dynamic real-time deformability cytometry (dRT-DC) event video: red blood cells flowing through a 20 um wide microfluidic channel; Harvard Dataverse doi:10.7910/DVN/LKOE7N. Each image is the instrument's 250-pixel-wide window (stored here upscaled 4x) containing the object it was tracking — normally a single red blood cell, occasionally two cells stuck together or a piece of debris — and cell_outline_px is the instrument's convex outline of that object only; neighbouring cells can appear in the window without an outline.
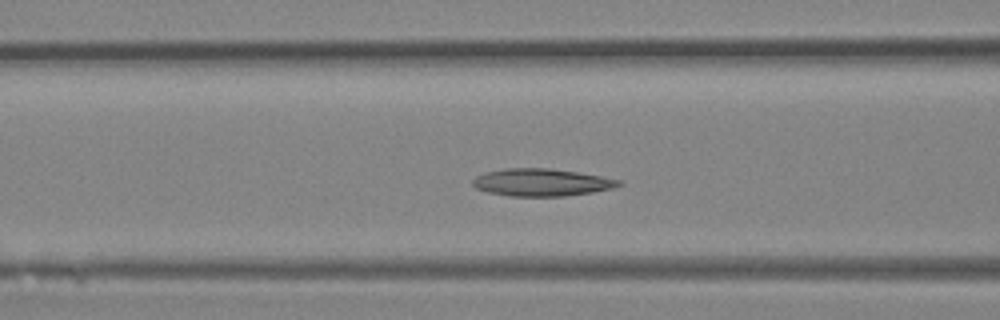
{"species": "Egyptian fruit bat (a non-hibernating species)", "species_latin": "Rousettus aegyptiacus", "temperature_condition": "room temperature", "stored_images_in_passage": 36, "camera_frame_rate_fps": 3000, "um_per_image_px": 0.085, "animal": {"sex": "female"}, "frame": {"image": 1, "passage_image": 13, "time_ms": 4.0, "image_size_px": [1000, 320], "cell_outline_px": [[624, 184], [612, 188], [592, 192], [564, 196], [508, 196], [488, 192], [476, 188], [472, 184], [472, 180], [476, 176], [484, 172], [504, 168], [548, 168], [580, 172], [620, 180]], "centroid_in_image_um": [46.01, 15.49], "position_along_channel_um": 120.6, "area_um2": 23.41}}
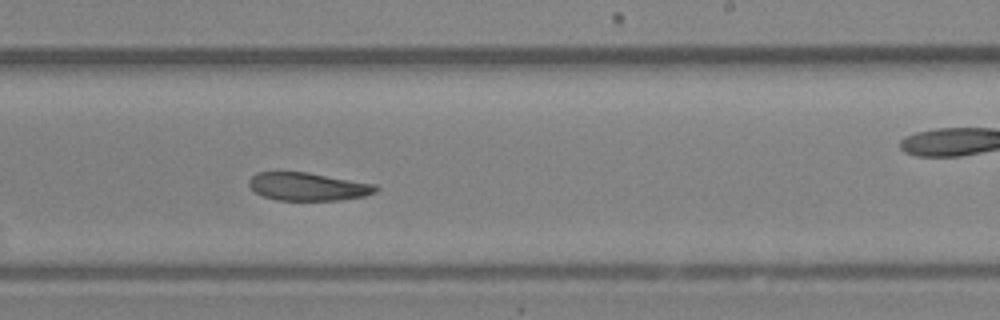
{"frame": {"image": 2, "passage_image": 21, "time_ms": 6.667, "image_size_px": [1000, 320], "cell_outline_px": [[380, 188], [376, 192], [364, 196], [340, 200], [276, 200], [264, 196], [256, 192], [248, 184], [248, 180], [256, 172], [308, 172], [376, 184]], "centroid_in_image_um": [26.2, 15.85], "position_along_channel_um": 262.8, "area_um2": 20.75}}
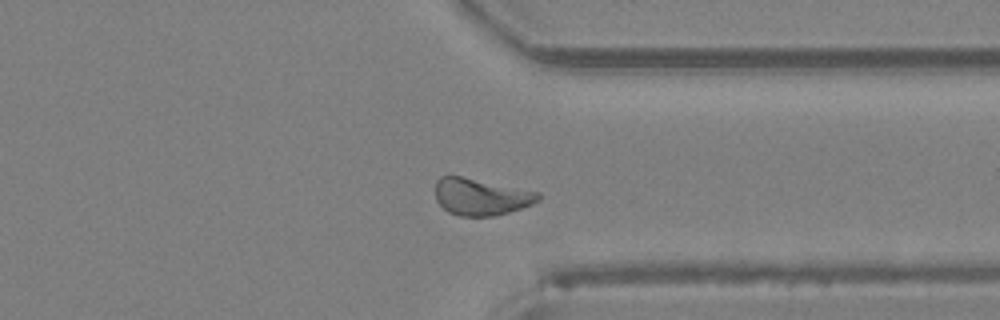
{"frame": {"image": 3, "passage_image": 27, "time_ms": 8.667, "image_size_px": [1000, 320], "cell_outline_px": [[540, 200], [532, 204], [496, 216], [460, 216], [448, 212], [436, 200], [436, 180], [440, 176], [460, 176], [540, 192]], "centroid_in_image_um": [40.88, 16.73], "position_along_channel_um": 370.5, "area_um2": 21.96}}